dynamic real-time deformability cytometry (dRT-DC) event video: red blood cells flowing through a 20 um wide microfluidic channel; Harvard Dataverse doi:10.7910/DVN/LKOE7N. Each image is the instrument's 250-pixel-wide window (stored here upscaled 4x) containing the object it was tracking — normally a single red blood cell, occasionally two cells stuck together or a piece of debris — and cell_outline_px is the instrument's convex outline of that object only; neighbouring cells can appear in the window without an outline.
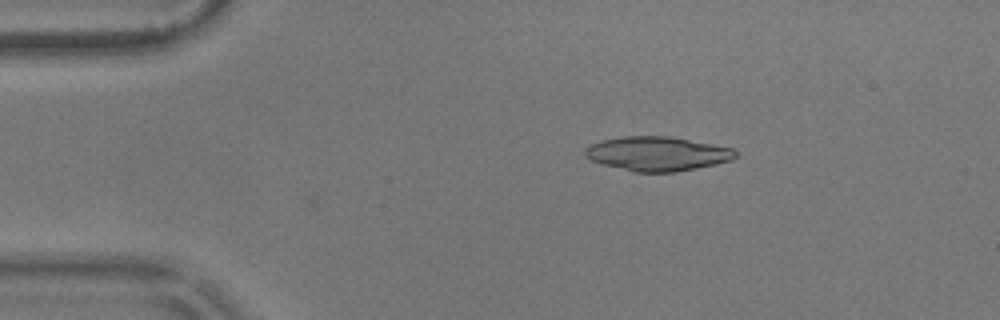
{"species": "common noctule bat (a hibernating species)", "species_latin": "Nyctalus noctula", "temperature_condition": "warm", "stored_images_in_passage": 51, "camera_frame_rate_fps": 3000, "um_per_image_px": 0.085, "animal": {"sex": "male", "body_mass_g": 17.9}, "frame": {"image": 1, "passage_image": 6, "time_ms": 1.667, "image_size_px": [1000, 320], "cell_outline_px": [[736, 156], [732, 160], [696, 168], [676, 172], [632, 172], [604, 164], [592, 160], [584, 156], [584, 152], [592, 144], [600, 140], [620, 136], [668, 136], [712, 144], [732, 148], [736, 152]], "centroid_in_image_um": [55.85, 13.06], "position_along_channel_um": 29.1, "area_um2": 29.82}}